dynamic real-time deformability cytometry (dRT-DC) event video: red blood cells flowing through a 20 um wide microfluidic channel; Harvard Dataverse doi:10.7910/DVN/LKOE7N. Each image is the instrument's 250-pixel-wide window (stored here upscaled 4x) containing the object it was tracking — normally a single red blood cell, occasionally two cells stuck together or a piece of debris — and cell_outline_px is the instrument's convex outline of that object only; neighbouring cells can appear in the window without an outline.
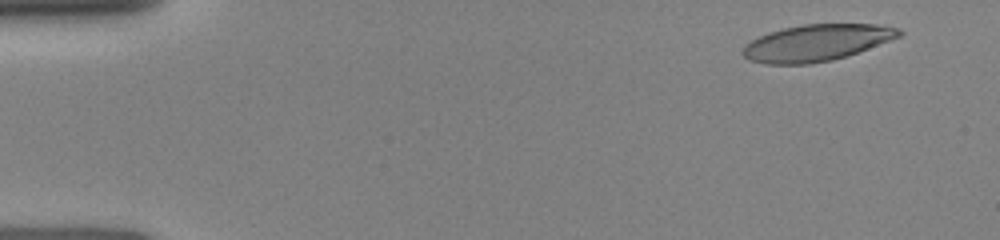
{"species": "human", "species_latin": "Homo sapiens", "temperature_condition": "room temperature", "stored_images_in_passage": 45, "camera_frame_rate_fps": 3000, "um_per_image_px": 0.085, "donor": {"sex": "female"}, "frame": {"image": 1, "passage_image": 3, "time_ms": 1.0, "image_size_px": [1000, 240], "cell_outline_px": [[904, 32], [900, 36], [868, 48], [832, 60], [808, 64], [764, 64], [748, 60], [740, 52], [744, 44], [760, 36], [784, 28], [804, 24], [876, 24], [900, 28]], "centroid_in_image_um": [69.37, 3.64], "position_along_channel_um": 15.6, "area_um2": 33.06}}
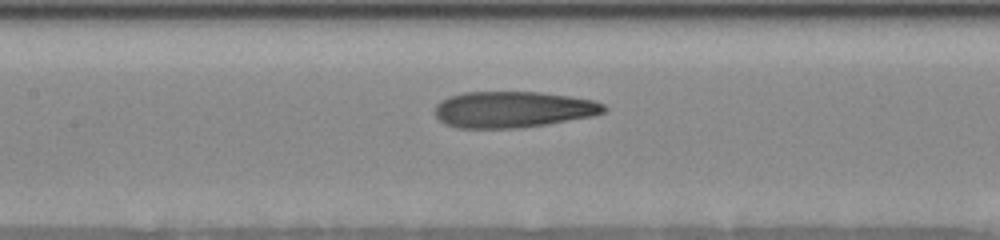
{"frame": {"image": 2, "passage_image": 26, "time_ms": 7.333, "image_size_px": [1000, 240], "cell_outline_px": [[608, 108], [604, 112], [596, 116], [548, 124], [520, 128], [456, 128], [444, 124], [432, 112], [436, 104], [440, 100], [448, 96], [464, 92], [540, 92], [568, 96], [592, 100], [604, 104]], "centroid_in_image_um": [43.58, 9.31], "position_along_channel_um": 163.8, "area_um2": 36.18}}
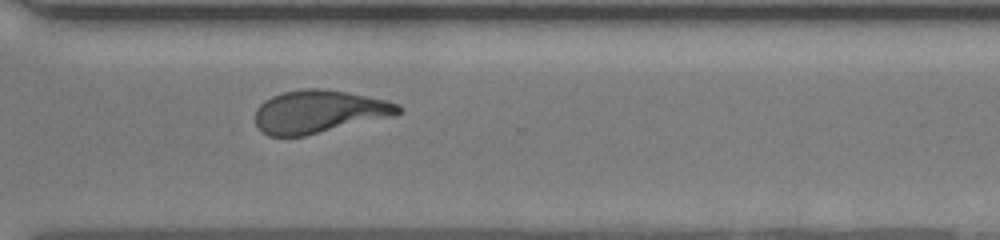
{"frame": {"image": 3, "passage_image": 44, "time_ms": 11.667, "image_size_px": [1000, 240], "cell_outline_px": [[404, 108], [396, 116], [304, 136], [268, 136], [256, 124], [256, 108], [264, 100], [272, 96], [284, 92], [308, 88], [324, 88], [348, 92], [384, 100], [400, 104]], "centroid_in_image_um": [27.16, 9.49], "position_along_channel_um": 343.4, "area_um2": 35.84}}